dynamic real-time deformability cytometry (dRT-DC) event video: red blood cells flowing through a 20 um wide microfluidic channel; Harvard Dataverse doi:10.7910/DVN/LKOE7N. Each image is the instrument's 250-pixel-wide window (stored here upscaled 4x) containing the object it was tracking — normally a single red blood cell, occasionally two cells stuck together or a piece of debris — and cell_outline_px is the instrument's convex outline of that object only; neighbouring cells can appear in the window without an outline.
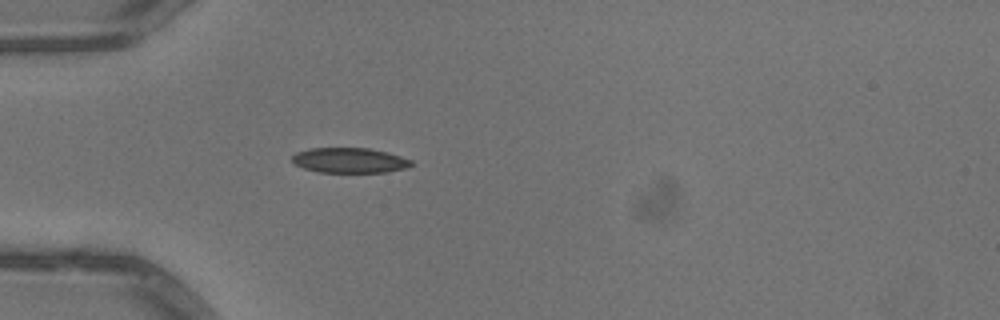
{"species": "common noctule bat (a hibernating species)", "species_latin": "Nyctalus noctula", "temperature_condition": "warm", "stored_images_in_passage": 32, "camera_frame_rate_fps": 3000, "um_per_image_px": 0.085, "animal": {"sex": "male", "body_mass_g": 13.3}, "frame": {"image": 1, "passage_image": 1, "time_ms": 0.0, "image_size_px": [1000, 320], "cell_outline_px": [[416, 164], [408, 168], [384, 172], [320, 172], [304, 168], [292, 164], [292, 156], [296, 152], [308, 148], [368, 148], [388, 152], [412, 160]], "centroid_in_image_um": [29.73, 13.63], "position_along_channel_um": 55.3, "area_um2": 17.63}}
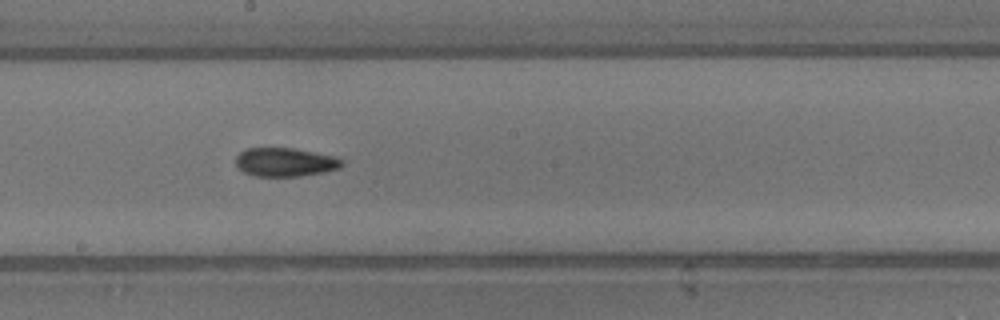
{"frame": {"image": 2, "passage_image": 14, "time_ms": 4.333, "image_size_px": [1000, 320], "cell_outline_px": [[344, 164], [340, 168], [324, 172], [300, 176], [252, 176], [244, 172], [236, 164], [236, 156], [240, 152], [248, 148], [292, 148], [336, 156], [344, 160]], "centroid_in_image_um": [24.27, 13.78], "position_along_channel_um": 223.9, "area_um2": 17.8}}
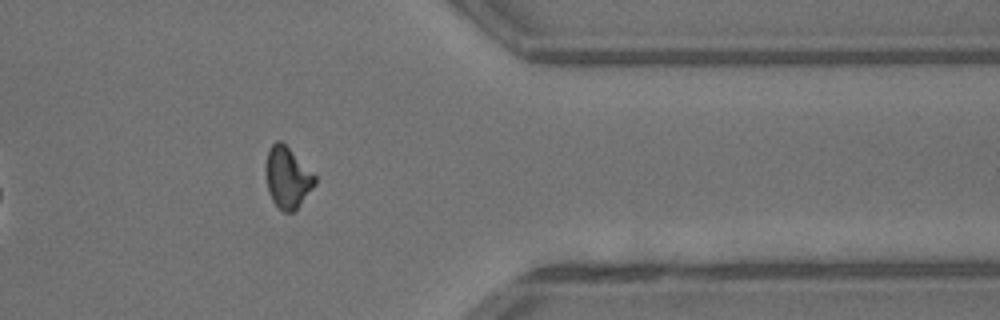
{"frame": {"image": 3, "passage_image": 27, "time_ms": 8.667, "image_size_px": [1000, 320], "cell_outline_px": [[316, 184], [300, 204], [292, 212], [284, 212], [272, 200], [268, 192], [268, 152], [272, 144], [276, 140], [280, 140], [316, 176]], "centroid_in_image_um": [24.47, 15.11], "position_along_channel_um": 386.9, "area_um2": 16.7}, "authors_computed_cell_mechanics": {"area_um2": 17.6868, "velocity_mm_per_s": 4.0748, "shape_relaxation_time_tau1_ms": null, "shape_relaxation_time_tau2_ms": 3.6255, "deformation_change_tau1": null, "deformation_change_tau2": 0.0934}}